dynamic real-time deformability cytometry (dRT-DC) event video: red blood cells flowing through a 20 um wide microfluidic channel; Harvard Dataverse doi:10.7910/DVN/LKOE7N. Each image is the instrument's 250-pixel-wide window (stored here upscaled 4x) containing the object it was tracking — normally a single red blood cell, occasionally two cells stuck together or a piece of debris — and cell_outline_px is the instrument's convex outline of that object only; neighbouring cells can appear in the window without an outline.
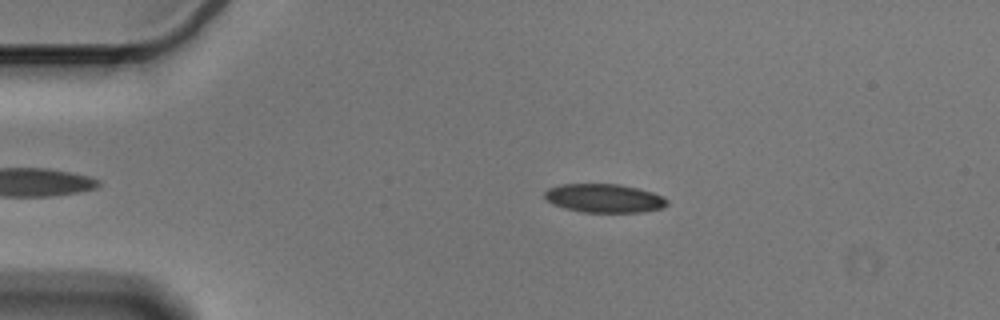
{"species": "Egyptian fruit bat (a non-hibernating species)", "species_latin": "Rousettus aegyptiacus", "temperature_condition": "cold", "stored_images_in_passage": 42, "camera_frame_rate_fps": 3000, "um_per_image_px": 0.085, "animal": {"sex": "male"}, "frame": {"image": 1, "passage_image": 4, "time_ms": 1.0, "image_size_px": [1000, 320], "cell_outline_px": [[668, 204], [660, 208], [640, 212], [580, 212], [564, 208], [552, 204], [544, 196], [544, 192], [548, 188], [560, 184], [620, 184], [652, 192], [664, 196], [668, 200]], "centroid_in_image_um": [51.33, 16.85], "position_along_channel_um": 33.7, "area_um2": 20.46}}
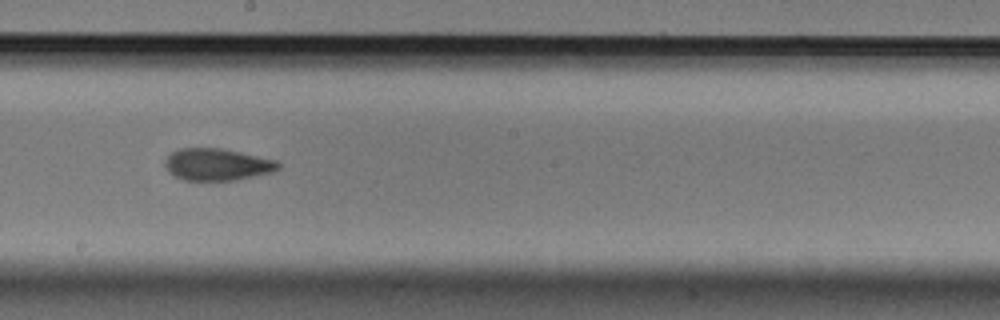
{"frame": {"image": 2, "passage_image": 24, "time_ms": 7.667, "image_size_px": [1000, 320], "cell_outline_px": [[280, 168], [272, 172], [236, 180], [184, 180], [168, 172], [164, 164], [164, 160], [172, 152], [180, 148], [220, 148], [240, 152], [276, 160], [280, 164]], "centroid_in_image_um": [18.44, 13.98], "position_along_channel_um": 229.8, "area_um2": 21.04}}
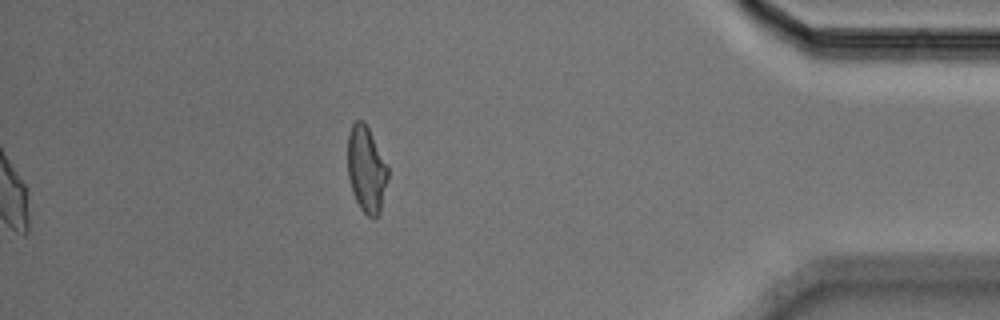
{"frame": {"image": 3, "passage_image": 42, "time_ms": 13.667, "image_size_px": [1000, 320], "cell_outline_px": [[388, 176], [380, 212], [372, 220], [360, 208], [352, 192], [348, 176], [348, 132], [352, 124], [356, 120], [364, 120], [388, 168]], "centroid_in_image_um": [31.12, 14.4], "position_along_channel_um": 404.1, "area_um2": 20.0}, "authors_computed_cell_mechanics": {"area_um2": 21.2704, "velocity_mm_per_s": 3.5885, "shape_relaxation_time_tau1_ms": 7.547, "shape_relaxation_time_tau2_ms": 2.8398, "deformation_change_tau1": 0.1733, "deformation_change_tau2": 0.0954}}